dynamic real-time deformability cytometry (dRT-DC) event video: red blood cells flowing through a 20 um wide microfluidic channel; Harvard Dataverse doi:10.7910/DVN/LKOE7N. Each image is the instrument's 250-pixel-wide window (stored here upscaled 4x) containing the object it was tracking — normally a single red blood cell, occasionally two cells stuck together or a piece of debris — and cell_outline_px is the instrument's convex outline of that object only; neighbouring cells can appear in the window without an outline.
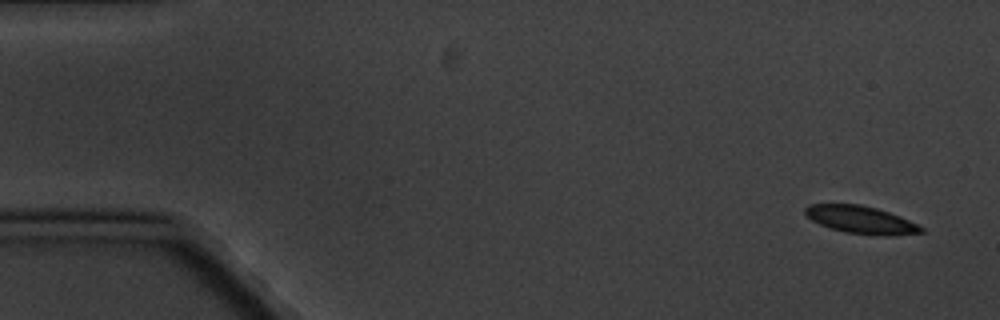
{"species": "common noctule bat (a hibernating species)", "species_latin": "Nyctalus noctula", "temperature_condition": "cold", "stored_images_in_passage": 5, "camera_frame_rate_fps": 3000, "um_per_image_px": 0.085, "animal": {"sex": "male", "body_mass_g": 20.1, "forearm_length_mm": 53.5}, "frame": {"image": 1, "passage_image": 1, "time_ms": 0.0, "image_size_px": [1000, 320], "cell_outline_px": [[924, 232], [888, 236], [872, 236], [844, 232], [820, 224], [812, 220], [804, 212], [804, 208], [808, 204], [860, 204], [876, 208], [900, 216], [924, 228]], "centroid_in_image_um": [73.18, 18.69], "position_along_channel_um": 11.8, "area_um2": 18.67}}
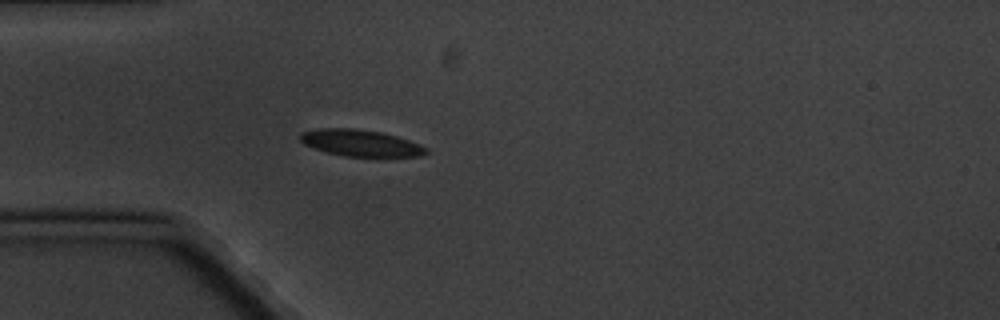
{"frame": {"image": 2, "passage_image": 5, "time_ms": 4.667, "image_size_px": [1000, 320], "cell_outline_px": [[428, 152], [420, 156], [344, 156], [324, 152], [304, 144], [300, 140], [300, 132], [320, 128], [356, 128], [380, 132], [396, 136], [408, 140], [428, 148]], "centroid_in_image_um": [30.61, 12.15], "position_along_channel_um": 54.4, "area_um2": 19.42}}